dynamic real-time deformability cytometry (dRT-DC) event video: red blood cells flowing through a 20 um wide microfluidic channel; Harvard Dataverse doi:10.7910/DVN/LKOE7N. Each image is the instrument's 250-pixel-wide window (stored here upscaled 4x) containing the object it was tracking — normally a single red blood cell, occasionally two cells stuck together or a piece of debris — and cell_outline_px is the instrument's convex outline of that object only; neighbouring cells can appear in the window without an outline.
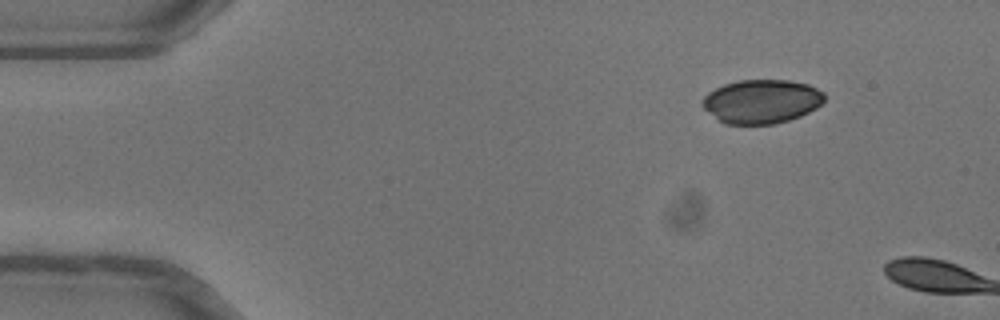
{"species": "common noctule bat (a hibernating species)", "species_latin": "Nyctalus noctula", "temperature_condition": "warm", "stored_images_in_passage": 2, "camera_frame_rate_fps": 3000, "um_per_image_px": 0.085, "animal": {"sex": "female"}, "frame": {"image": 1, "passage_image": 1, "time_ms": 0.0, "image_size_px": [1000, 320], "cell_outline_px": [[824, 100], [816, 108], [800, 116], [776, 124], [724, 124], [716, 120], [700, 104], [704, 96], [708, 92], [724, 84], [736, 80], [788, 80], [808, 84], [824, 92]], "centroid_in_image_um": [64.7, 8.62], "position_along_channel_um": 20.3, "area_um2": 31.39}}